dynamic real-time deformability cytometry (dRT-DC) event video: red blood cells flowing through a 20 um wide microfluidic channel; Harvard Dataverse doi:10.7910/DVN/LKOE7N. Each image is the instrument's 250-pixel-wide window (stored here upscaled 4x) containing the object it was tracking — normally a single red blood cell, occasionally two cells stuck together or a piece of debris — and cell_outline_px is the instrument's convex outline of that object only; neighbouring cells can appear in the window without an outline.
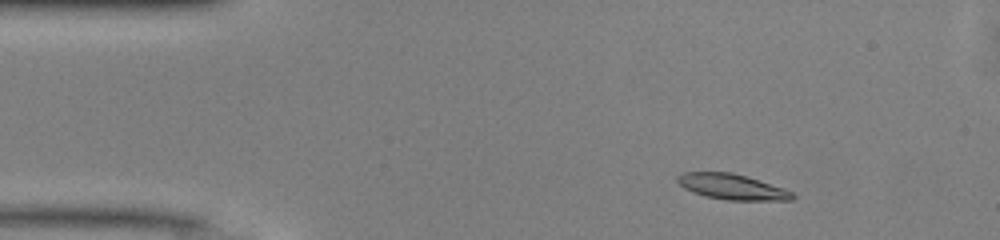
{"species": "common noctule bat (a hibernating species)", "species_latin": "Nyctalus noctula", "temperature_condition": "warm", "stored_images_in_passage": 11, "camera_frame_rate_fps": 3000, "um_per_image_px": 0.085, "animal": {"sex": "male", "body_mass_g": 13.0, "forearm_length_mm": 53.1}, "frame": {"image": 1, "passage_image": 4, "time_ms": 1.0, "image_size_px": [1000, 240], "cell_outline_px": [[796, 196], [792, 200], [728, 200], [704, 196], [692, 192], [684, 188], [676, 180], [676, 176], [684, 172], [732, 172], [784, 188], [792, 192]], "centroid_in_image_um": [62.2, 15.88], "position_along_channel_um": 22.8, "area_um2": 17.05}}